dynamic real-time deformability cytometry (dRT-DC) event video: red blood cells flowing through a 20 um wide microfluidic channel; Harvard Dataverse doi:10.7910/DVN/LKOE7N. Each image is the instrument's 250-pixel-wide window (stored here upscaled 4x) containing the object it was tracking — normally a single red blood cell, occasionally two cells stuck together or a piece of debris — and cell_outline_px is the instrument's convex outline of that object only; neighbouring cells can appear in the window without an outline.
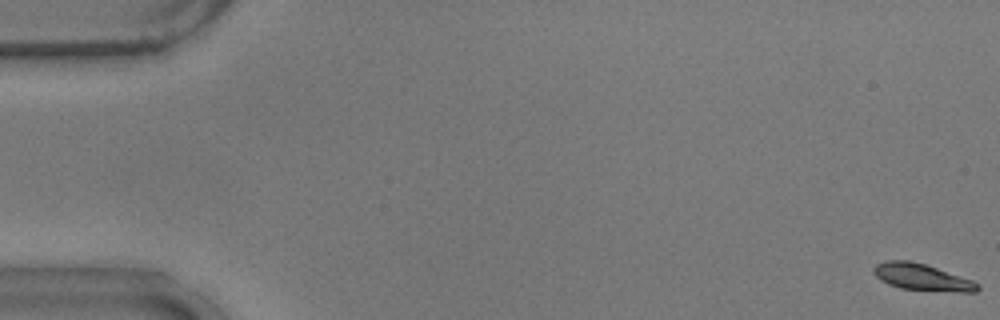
{"species": "common noctule bat (a hibernating species)", "species_latin": "Nyctalus noctula", "temperature_condition": "warm", "stored_images_in_passage": 9, "camera_frame_rate_fps": 3000, "um_per_image_px": 0.085, "animal": {"sex": "male", "body_mass_g": 17.9}, "frame": {"image": 1, "passage_image": 1, "time_ms": 0.0, "image_size_px": [1000, 320], "cell_outline_px": [[980, 288], [976, 292], [956, 292], [900, 288], [888, 284], [880, 280], [872, 272], [872, 268], [876, 264], [888, 260], [908, 260], [924, 264], [972, 280], [980, 284]], "centroid_in_image_um": [78.35, 23.56], "position_along_channel_um": 6.6, "area_um2": 16.07}}